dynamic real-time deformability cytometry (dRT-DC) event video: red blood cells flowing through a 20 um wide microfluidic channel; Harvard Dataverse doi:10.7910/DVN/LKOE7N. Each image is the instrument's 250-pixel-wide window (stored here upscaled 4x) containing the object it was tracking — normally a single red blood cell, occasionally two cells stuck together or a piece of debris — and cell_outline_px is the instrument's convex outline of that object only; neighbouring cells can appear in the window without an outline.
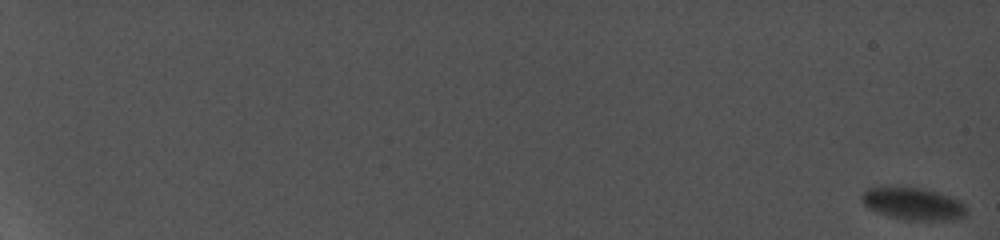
{"species": "common noctule bat (a hibernating species)", "species_latin": "Nyctalus noctula", "temperature_condition": "cold", "stored_images_in_passage": 17, "camera_frame_rate_fps": 5000, "um_per_image_px": 0.085, "animal": {"sex": "female", "body_mass_g": 19.0, "forearm_length_mm": 56.7}, "frame": {"image": 1, "passage_image": 1, "time_ms": 0.0, "image_size_px": [1000, 240], "cell_outline_px": [[968, 212], [964, 216], [952, 220], [904, 220], [876, 212], [868, 208], [864, 204], [860, 196], [868, 188], [920, 188], [952, 196], [960, 200], [968, 208]], "centroid_in_image_um": [77.67, 17.34], "position_along_channel_um": 7.3, "area_um2": 19.59}}
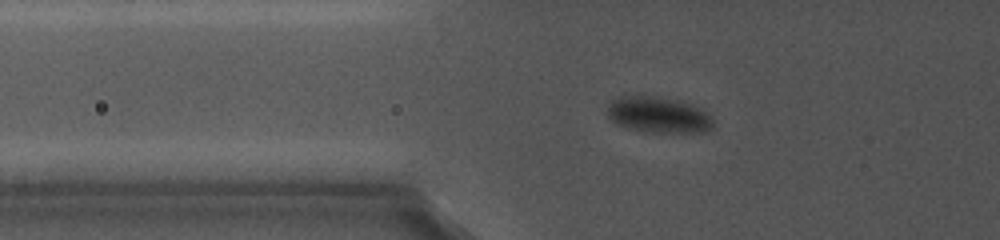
{"frame": {"image": 2, "passage_image": 12, "time_ms": 9.8, "image_size_px": [1000, 240], "cell_outline_px": [[712, 128], [708, 132], [648, 132], [628, 128], [616, 124], [608, 116], [608, 104], [612, 100], [620, 96], [636, 92], [676, 100], [692, 104], [708, 112], [712, 116]], "centroid_in_image_um": [55.94, 9.72], "position_along_channel_um": 69.9, "area_um2": 22.83}}
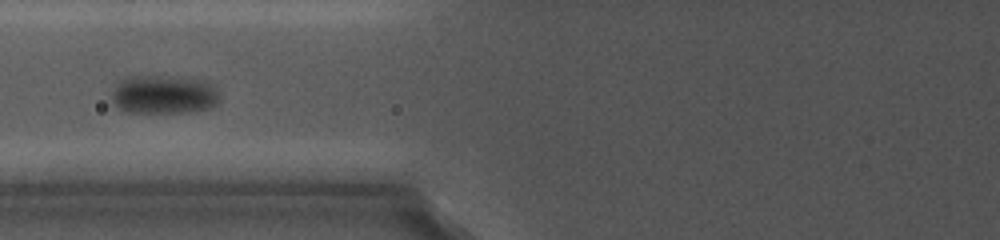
{"frame": {"image": 3, "passage_image": 14, "time_ms": 11.4, "image_size_px": [1000, 240], "cell_outline_px": [[220, 96], [216, 104], [208, 108], [188, 112], [128, 112], [120, 108], [112, 100], [112, 92], [116, 84], [124, 76], [172, 76], [204, 80], [216, 88]], "centroid_in_image_um": [13.92, 8.01], "position_along_channel_um": 111.9, "area_um2": 24.33}}